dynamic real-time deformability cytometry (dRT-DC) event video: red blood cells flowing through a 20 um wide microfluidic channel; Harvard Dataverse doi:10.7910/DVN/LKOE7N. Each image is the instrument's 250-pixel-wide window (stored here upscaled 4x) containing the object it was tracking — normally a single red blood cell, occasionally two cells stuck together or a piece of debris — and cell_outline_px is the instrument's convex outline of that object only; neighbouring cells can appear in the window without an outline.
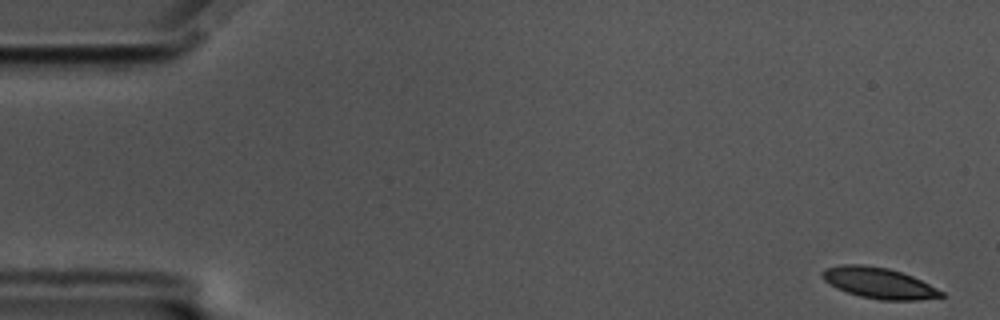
{"species": "common noctule bat (a hibernating species)", "species_latin": "Nyctalus noctula", "temperature_condition": "cold", "stored_images_in_passage": 57, "camera_frame_rate_fps": 3000, "um_per_image_px": 0.085, "animal": {"sex": "male", "body_mass_g": 17.5, "forearm_length_mm": 52.3}, "frame": {"image": 1, "passage_image": 1, "time_ms": 0.0, "image_size_px": [1000, 320], "cell_outline_px": [[944, 296], [916, 300], [880, 300], [860, 296], [836, 288], [824, 280], [820, 276], [820, 272], [824, 268], [840, 264], [864, 264], [888, 268], [912, 276], [944, 292]], "centroid_in_image_um": [74.64, 24.04], "position_along_channel_um": 10.4, "area_um2": 21.39}}
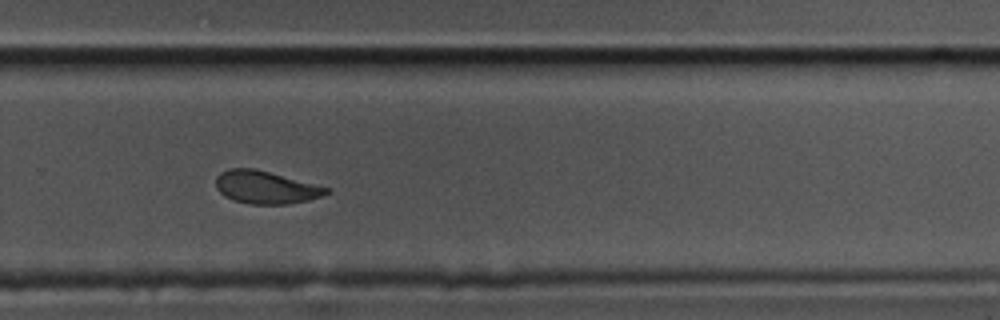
{"frame": {"image": 2, "passage_image": 38, "time_ms": 12.333, "image_size_px": [1000, 320], "cell_outline_px": [[332, 192], [324, 196], [308, 200], [288, 204], [248, 204], [232, 200], [224, 196], [216, 188], [216, 176], [220, 172], [228, 168], [252, 168], [332, 188]], "centroid_in_image_um": [22.6, 15.93], "position_along_channel_um": 307.2, "area_um2": 21.27}}
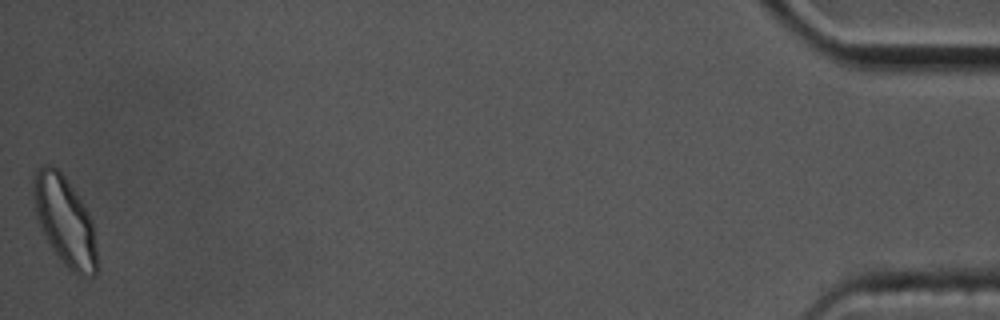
{"frame": {"image": 3, "passage_image": 57, "time_ms": 18.667, "image_size_px": [1000, 320], "cell_outline_px": [[96, 276], [80, 276], [72, 272], [64, 264], [52, 248], [44, 236], [36, 216], [32, 192], [32, 180], [36, 168], [44, 164], [52, 164], [64, 176], [88, 212], [92, 220], [96, 248]], "centroid_in_image_um": [5.47, 18.76], "position_along_channel_um": 429.7, "area_um2": 32.89}, "authors_computed_cell_mechanics": {"area_um2": 22.1952, "velocity_mm_per_s": 3.4556, "shape_relaxation_time_tau1_ms": 4.3056, "shape_relaxation_time_tau2_ms": 2.233, "deformation_change_tau1": 0.134, "deformation_change_tau2": 0.0606}}